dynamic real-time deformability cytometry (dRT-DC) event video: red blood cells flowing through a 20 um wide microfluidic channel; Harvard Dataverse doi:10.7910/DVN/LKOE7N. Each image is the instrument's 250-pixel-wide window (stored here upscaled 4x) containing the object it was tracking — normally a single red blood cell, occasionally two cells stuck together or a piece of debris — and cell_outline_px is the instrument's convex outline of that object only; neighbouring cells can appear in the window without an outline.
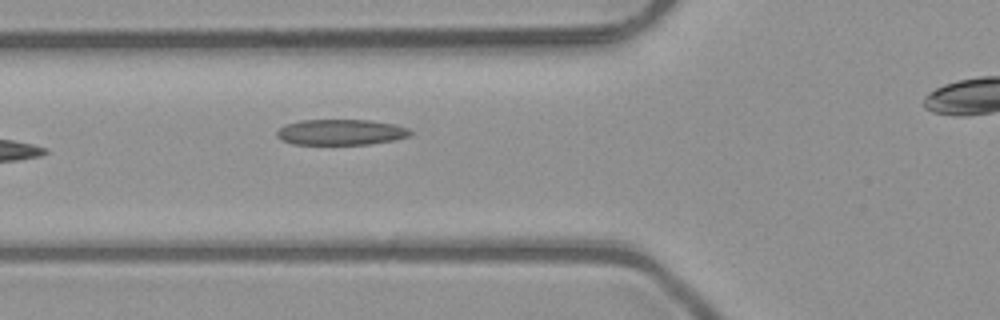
{"species": "common noctule bat (a hibernating species)", "species_latin": "Nyctalus noctula", "temperature_condition": "room temperature", "stored_images_in_passage": 5, "camera_frame_rate_fps": 3000, "um_per_image_px": 0.085, "animal": {"sex": "male", "body_mass_g": 23.1, "forearm_length_mm": 52.7}, "frame": {"image": 1, "passage_image": 5, "time_ms": 1.333, "image_size_px": [1000, 320], "cell_outline_px": [[412, 136], [392, 140], [368, 144], [292, 144], [276, 136], [276, 132], [284, 124], [300, 120], [372, 120], [396, 124], [408, 128], [412, 132]], "centroid_in_image_um": [28.99, 11.22], "position_along_channel_um": 96.8, "area_um2": 20.06}}